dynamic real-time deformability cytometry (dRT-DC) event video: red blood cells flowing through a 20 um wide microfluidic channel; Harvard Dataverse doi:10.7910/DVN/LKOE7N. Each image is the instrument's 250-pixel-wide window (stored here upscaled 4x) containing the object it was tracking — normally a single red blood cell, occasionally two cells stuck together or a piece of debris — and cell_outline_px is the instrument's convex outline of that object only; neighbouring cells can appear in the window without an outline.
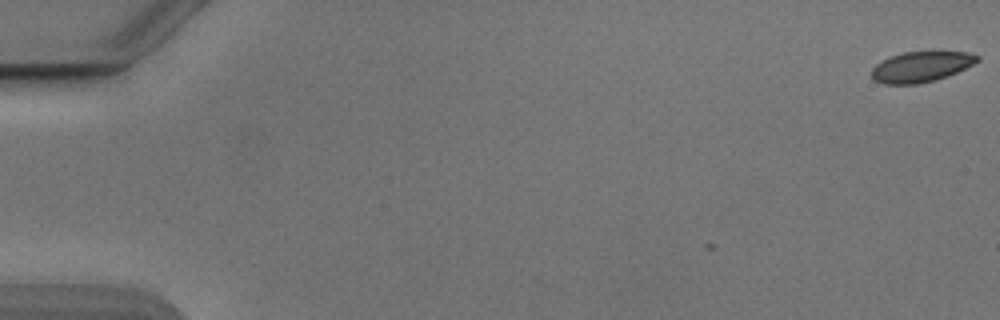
{"species": "Egyptian fruit bat (a non-hibernating species)", "species_latin": "Rousettus aegyptiacus", "temperature_condition": "cold", "stored_images_in_passage": 6, "camera_frame_rate_fps": 3000, "um_per_image_px": 0.085, "animal": {"sex": "male"}, "frame": {"image": 1, "passage_image": 1, "time_ms": 0.0, "image_size_px": [1000, 320], "cell_outline_px": [[980, 60], [956, 72], [932, 80], [916, 84], [884, 84], [876, 80], [872, 76], [872, 68], [876, 64], [888, 56], [904, 52], [968, 52], [980, 56]], "centroid_in_image_um": [78.26, 5.66], "position_along_channel_um": 6.7, "area_um2": 18.44}}